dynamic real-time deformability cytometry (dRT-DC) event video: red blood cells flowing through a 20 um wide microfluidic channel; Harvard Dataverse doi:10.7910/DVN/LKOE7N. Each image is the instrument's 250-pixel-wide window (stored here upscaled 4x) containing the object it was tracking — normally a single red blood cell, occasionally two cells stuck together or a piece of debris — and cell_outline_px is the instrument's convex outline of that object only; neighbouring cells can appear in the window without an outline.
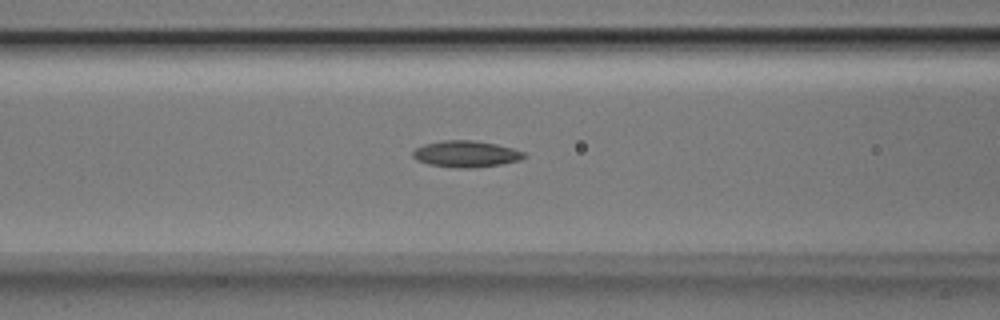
{"species": "Egyptian fruit bat (a non-hibernating species)", "species_latin": "Rousettus aegyptiacus", "temperature_condition": "room temperature", "stored_images_in_passage": 46, "segment_of_instrument_passage": [1, 2], "camera_frame_rate_fps": 3000, "um_per_image_px": 0.085, "animal": {"sex": "male"}, "frame": {"image": 1, "passage_image": 15, "time_ms": 4.667, "image_size_px": [1000, 320], "cell_outline_px": [[528, 156], [520, 160], [500, 164], [476, 168], [456, 168], [428, 164], [416, 160], [412, 156], [412, 152], [416, 148], [424, 144], [444, 140], [472, 140], [496, 144], [512, 148], [524, 152]], "centroid_in_image_um": [39.61, 13.09], "position_along_channel_um": 127.0, "area_um2": 17.22}}
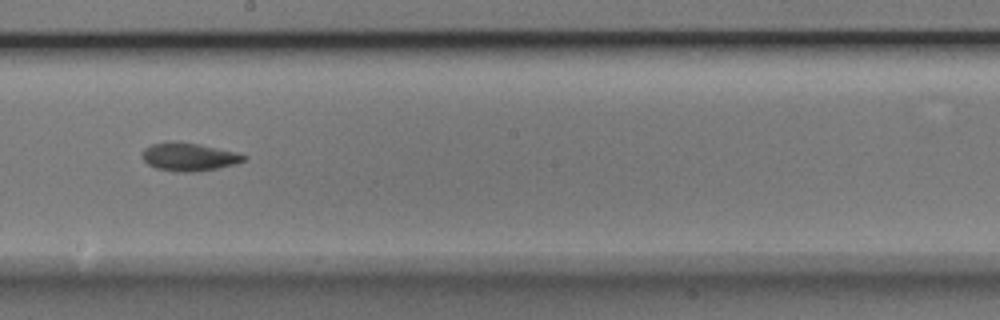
{"frame": {"image": 2, "passage_image": 23, "time_ms": 7.333, "image_size_px": [1000, 320], "cell_outline_px": [[248, 156], [244, 160], [236, 164], [196, 172], [172, 172], [156, 168], [148, 164], [140, 156], [144, 148], [152, 144], [200, 144], [236, 152]], "centroid_in_image_um": [16.07, 13.38], "position_along_channel_um": 232.1, "area_um2": 16.18}}
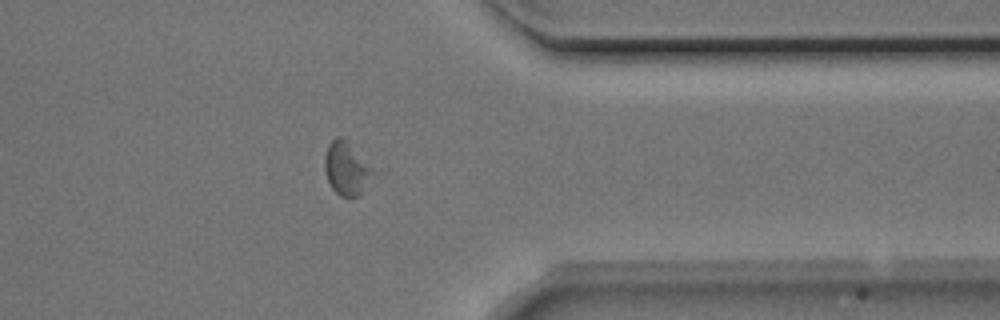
{"frame": {"image": 3, "passage_image": 35, "time_ms": 11.333, "image_size_px": [1000, 320], "cell_outline_px": [[372, 172], [360, 196], [340, 196], [332, 188], [328, 180], [324, 168], [324, 156], [328, 144], [336, 136], [344, 136], [372, 168]], "centroid_in_image_um": [29.4, 14.28], "position_along_channel_um": 382.0, "area_um2": 14.68}}